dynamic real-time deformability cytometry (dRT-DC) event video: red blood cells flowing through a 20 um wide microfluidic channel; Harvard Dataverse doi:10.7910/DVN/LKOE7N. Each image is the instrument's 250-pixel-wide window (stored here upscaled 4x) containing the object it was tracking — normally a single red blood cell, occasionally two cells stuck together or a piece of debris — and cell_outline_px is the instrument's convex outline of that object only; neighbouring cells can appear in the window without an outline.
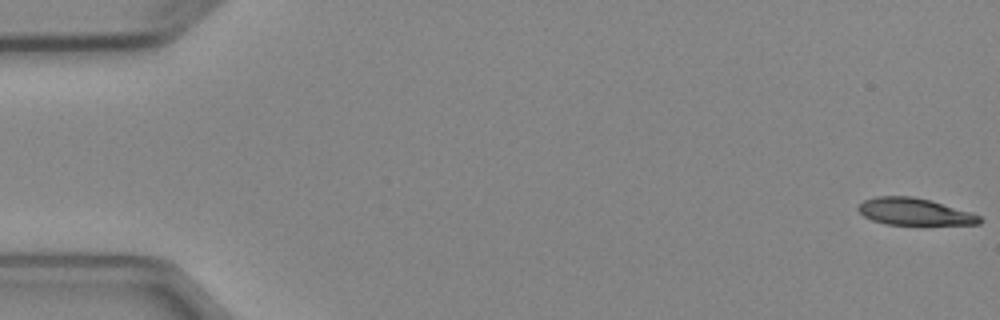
{"species": "Egyptian fruit bat (a non-hibernating species)", "species_latin": "Rousettus aegyptiacus", "temperature_condition": "cold", "stored_images_in_passage": 6, "camera_frame_rate_fps": 3000, "um_per_image_px": 0.085, "animal": {"sex": "female"}, "frame": {"image": 1, "passage_image": 1, "time_ms": 0.0, "image_size_px": [1000, 320], "cell_outline_px": [[984, 220], [980, 224], [888, 224], [872, 220], [864, 216], [856, 208], [864, 200], [876, 196], [912, 196], [928, 200], [972, 212], [980, 216]], "centroid_in_image_um": [77.73, 17.99], "position_along_channel_um": 7.3, "area_um2": 18.84}}
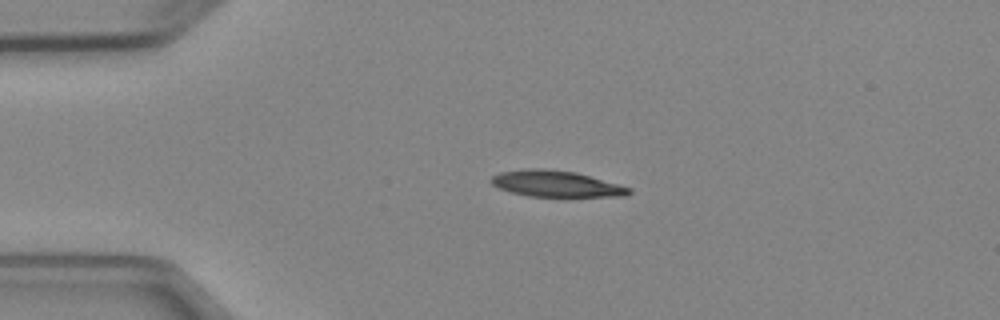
{"frame": {"image": 2, "passage_image": 4, "time_ms": 3.667, "image_size_px": [1000, 320], "cell_outline_px": [[632, 192], [628, 196], [528, 196], [512, 192], [500, 188], [492, 184], [488, 180], [492, 176], [500, 172], [528, 168], [544, 168], [576, 172], [632, 188]], "centroid_in_image_um": [47.26, 15.61], "position_along_channel_um": 37.7, "area_um2": 20.98}}